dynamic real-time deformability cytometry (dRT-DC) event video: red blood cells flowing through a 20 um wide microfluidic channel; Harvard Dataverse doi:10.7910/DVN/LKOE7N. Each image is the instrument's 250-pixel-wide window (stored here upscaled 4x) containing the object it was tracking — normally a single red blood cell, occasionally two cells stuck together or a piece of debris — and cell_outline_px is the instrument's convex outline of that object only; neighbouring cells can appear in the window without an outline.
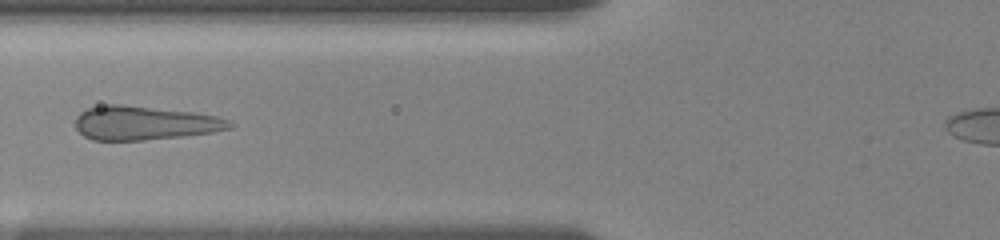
{"species": "human", "species_latin": "Homo sapiens", "temperature_condition": "room temperature", "stored_images_in_passage": 10, "camera_frame_rate_fps": 3000, "um_per_image_px": 0.085, "donor": {"sex": "female"}, "frame": {"image": 1, "passage_image": 9, "time_ms": 2.667, "image_size_px": [1000, 240], "cell_outline_px": [[236, 124], [232, 128], [212, 132], [184, 136], [144, 140], [92, 140], [84, 136], [76, 128], [76, 116], [80, 112], [88, 108], [108, 104], [124, 104], [192, 112], [216, 116], [228, 120]], "centroid_in_image_um": [12.28, 10.45], "position_along_channel_um": 113.5, "area_um2": 30.52}}